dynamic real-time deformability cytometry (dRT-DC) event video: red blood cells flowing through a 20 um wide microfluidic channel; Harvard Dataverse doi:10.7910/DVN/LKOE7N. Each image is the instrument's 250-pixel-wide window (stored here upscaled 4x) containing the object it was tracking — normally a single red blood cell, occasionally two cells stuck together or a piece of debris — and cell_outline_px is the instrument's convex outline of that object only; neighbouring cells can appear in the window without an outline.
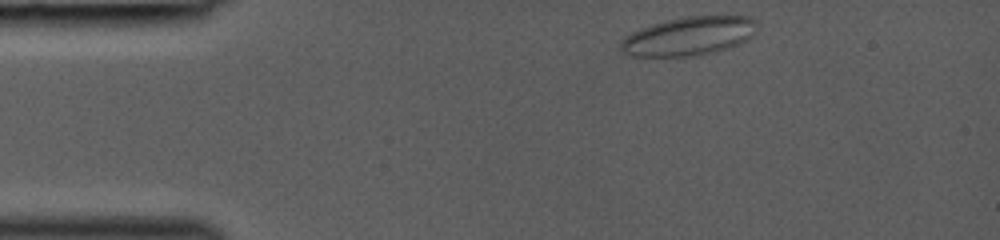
{"species": "common noctule bat (a hibernating species)", "species_latin": "Nyctalus noctula", "temperature_condition": "room temperature", "stored_images_in_passage": 37, "camera_frame_rate_fps": 3000, "um_per_image_px": 0.085, "animal": {"sex": "female", "body_mass_g": 19.0, "forearm_length_mm": 53.3}, "frame": {"image": 1, "passage_image": 1, "time_ms": 0.0, "image_size_px": [1000, 240], "cell_outline_px": [[756, 32], [748, 40], [740, 44], [728, 48], [712, 52], [692, 56], [632, 56], [620, 52], [620, 44], [624, 36], [640, 28], [664, 20], [684, 16], [752, 16], [756, 20]], "centroid_in_image_um": [58.56, 3.06], "position_along_channel_um": 26.4, "area_um2": 31.04}}
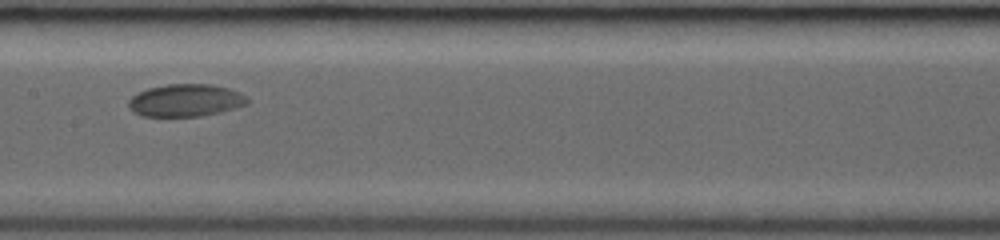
{"frame": {"image": 2, "passage_image": 17, "time_ms": 5.333, "image_size_px": [1000, 240], "cell_outline_px": [[248, 104], [220, 112], [200, 116], [140, 116], [132, 112], [128, 108], [128, 100], [132, 96], [148, 88], [168, 84], [212, 84], [228, 88], [244, 96], [248, 100]], "centroid_in_image_um": [15.72, 8.54], "position_along_channel_um": 191.7, "area_um2": 22.37}}
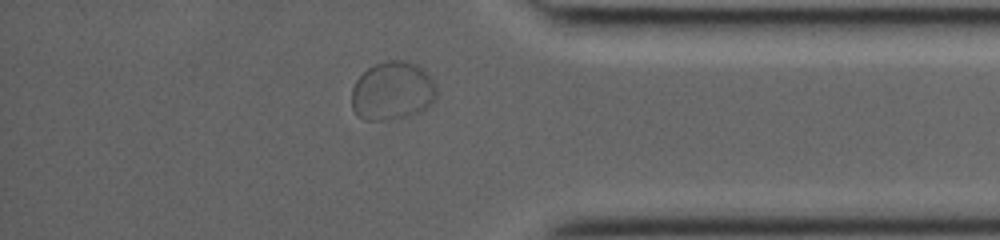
{"frame": {"image": 3, "passage_image": 32, "time_ms": 10.333, "image_size_px": [1000, 240], "cell_outline_px": [[436, 96], [432, 104], [428, 108], [420, 112], [408, 116], [388, 120], [364, 120], [352, 108], [352, 88], [356, 80], [368, 68], [376, 64], [388, 60], [404, 60], [416, 64], [436, 84]], "centroid_in_image_um": [33.36, 7.74], "position_along_channel_um": 401.8, "area_um2": 28.9}}